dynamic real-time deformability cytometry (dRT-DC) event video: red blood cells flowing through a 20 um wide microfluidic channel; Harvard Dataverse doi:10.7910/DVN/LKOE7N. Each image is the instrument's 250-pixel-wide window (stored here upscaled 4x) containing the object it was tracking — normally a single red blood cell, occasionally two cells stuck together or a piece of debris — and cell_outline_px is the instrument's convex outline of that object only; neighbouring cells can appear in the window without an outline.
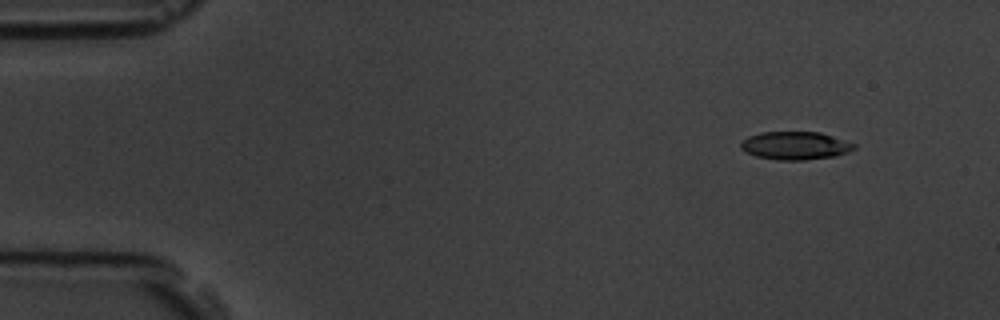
{"species": "common noctule bat (a hibernating species)", "species_latin": "Nyctalus noctula", "temperature_condition": "room temperature", "stored_images_in_passage": 52, "camera_frame_rate_fps": 3000, "um_per_image_px": 0.085, "animal": {"sex": "male", "body_mass_g": 19.5, "forearm_length_mm": 54.6}, "frame": {"image": 1, "passage_image": 1, "time_ms": 0.0, "image_size_px": [1000, 320], "cell_outline_px": [[856, 148], [848, 152], [836, 156], [804, 160], [780, 160], [756, 156], [744, 152], [740, 148], [740, 144], [748, 136], [760, 132], [820, 132], [856, 144]], "centroid_in_image_um": [67.59, 12.38], "position_along_channel_um": 17.4, "area_um2": 18.55}}
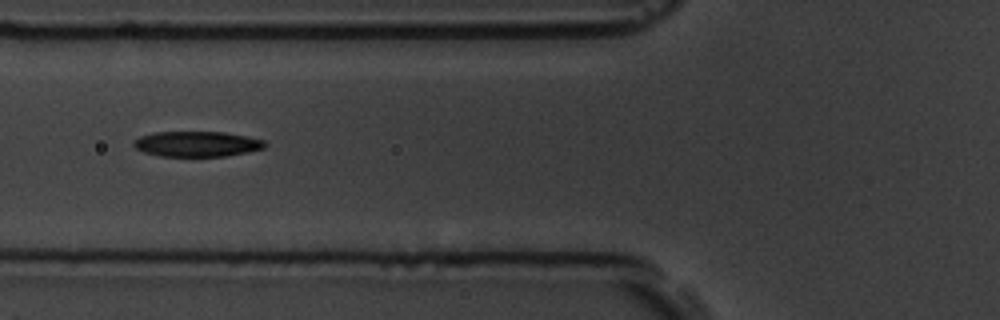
{"frame": {"image": 2, "passage_image": 17, "time_ms": 5.333, "image_size_px": [1000, 320], "cell_outline_px": [[268, 144], [264, 148], [248, 152], [228, 156], [160, 156], [144, 152], [136, 148], [132, 144], [140, 136], [152, 132], [224, 132], [248, 136], [264, 140]], "centroid_in_image_um": [16.78, 12.23], "position_along_channel_um": 109.0, "area_um2": 19.48}}
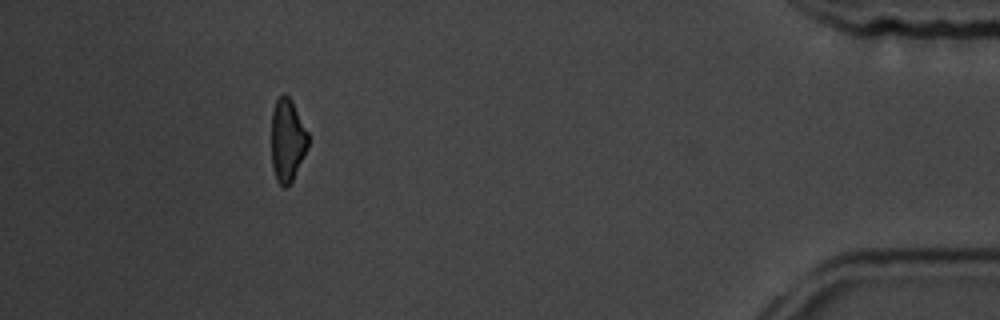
{"frame": {"image": 3, "passage_image": 47, "time_ms": 15.333, "image_size_px": [1000, 320], "cell_outline_px": [[308, 144], [292, 180], [284, 188], [276, 180], [272, 168], [272, 112], [276, 100], [284, 92], [292, 100], [308, 132]], "centroid_in_image_um": [24.41, 11.88], "position_along_channel_um": 410.8, "area_um2": 17.46}, "authors_computed_cell_mechanics": {"area_um2": 19.2185, "velocity_mm_per_s": 3.6049, "shape_relaxation_time_tau1_ms": 3.8538, "shape_relaxation_time_tau2_ms": 4.0109, "deformation_change_tau1": 0.1496, "deformation_change_tau2": 0.1211}}